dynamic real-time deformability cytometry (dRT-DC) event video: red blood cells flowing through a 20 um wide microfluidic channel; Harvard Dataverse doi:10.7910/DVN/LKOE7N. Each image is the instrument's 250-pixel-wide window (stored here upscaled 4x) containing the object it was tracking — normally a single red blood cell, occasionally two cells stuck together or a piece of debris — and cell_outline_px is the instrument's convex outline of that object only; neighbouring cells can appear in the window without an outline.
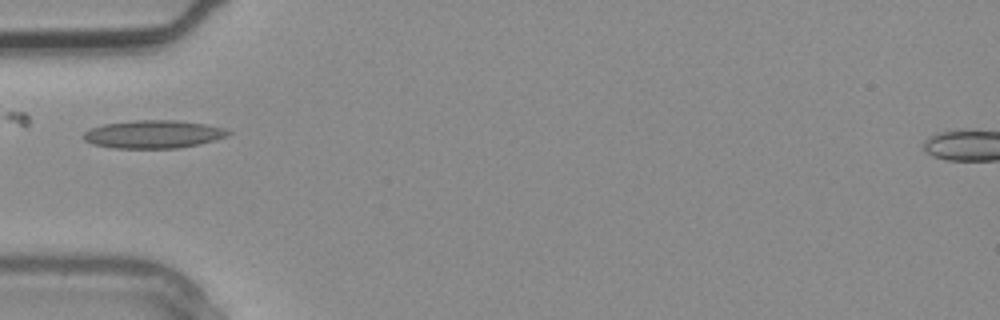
{"species": "common noctule bat (a hibernating species)", "species_latin": "Nyctalus noctula", "temperature_condition": "warm", "stored_images_in_passage": 1, "camera_frame_rate_fps": 3000, "um_per_image_px": 0.085, "animal": {"sex": "male", "body_mass_g": 20.4}, "frame": {"image": 1, "passage_image": 1, "time_ms": 0.0, "image_size_px": [1000, 320], "cell_outline_px": [[232, 132], [228, 136], [216, 140], [200, 144], [176, 148], [112, 148], [92, 144], [84, 140], [84, 132], [92, 128], [104, 124], [136, 120], [176, 120], [204, 124], [224, 128]], "centroid_in_image_um": [13.06, 11.41], "position_along_channel_um": 71.9, "area_um2": 23.58}}